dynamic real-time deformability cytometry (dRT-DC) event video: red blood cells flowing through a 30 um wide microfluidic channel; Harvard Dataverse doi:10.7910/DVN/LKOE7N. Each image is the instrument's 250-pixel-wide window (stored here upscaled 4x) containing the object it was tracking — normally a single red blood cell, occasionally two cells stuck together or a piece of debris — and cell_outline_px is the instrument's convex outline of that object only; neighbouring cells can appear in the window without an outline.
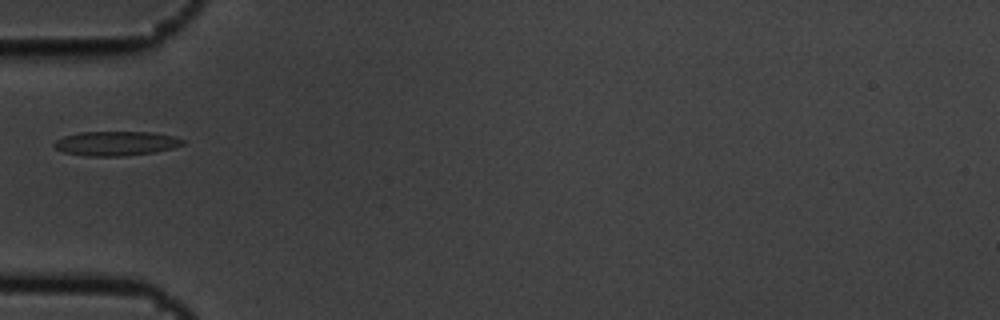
{"species": "common noctule bat (a hibernating species)", "species_latin": "Nyctalus noctula", "temperature_condition": "cold", "stored_images_in_passage": 9, "camera_frame_rate_fps": 3000, "um_per_image_px": 0.085, "animal": {"sex": "male", "body_mass_g": 19.5, "forearm_length_mm": 54.6}, "frame": {"image": 1, "passage_image": 6, "time_ms": 1.667, "image_size_px": [1000, 320], "cell_outline_px": [[184, 144], [172, 148], [152, 152], [120, 156], [88, 156], [64, 152], [56, 148], [52, 144], [56, 140], [64, 136], [80, 132], [152, 132], [176, 136], [184, 140]], "centroid_in_image_um": [9.86, 12.18], "position_along_channel_um": 75.1, "area_um2": 18.15}}
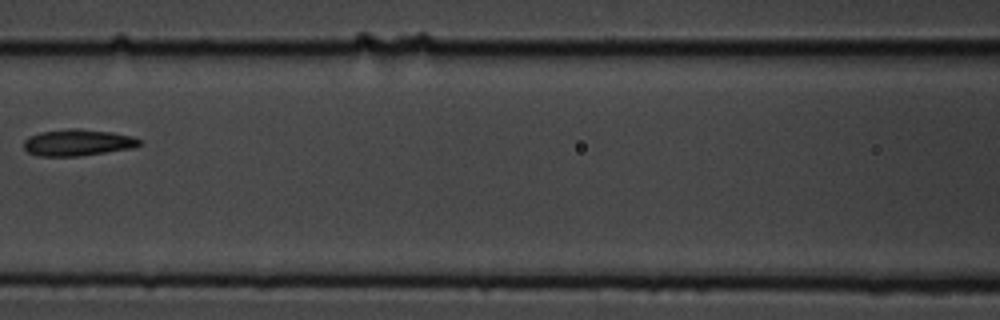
{"frame": {"image": 2, "passage_image": 8, "time_ms": 2.333, "image_size_px": [1000, 320], "cell_outline_px": [[144, 144], [132, 148], [80, 156], [40, 156], [28, 152], [24, 148], [24, 140], [28, 136], [40, 132], [72, 128], [80, 128], [112, 132], [132, 136], [140, 140]], "centroid_in_image_um": [6.61, 12.11], "position_along_channel_um": 160.0, "area_um2": 17.98}}
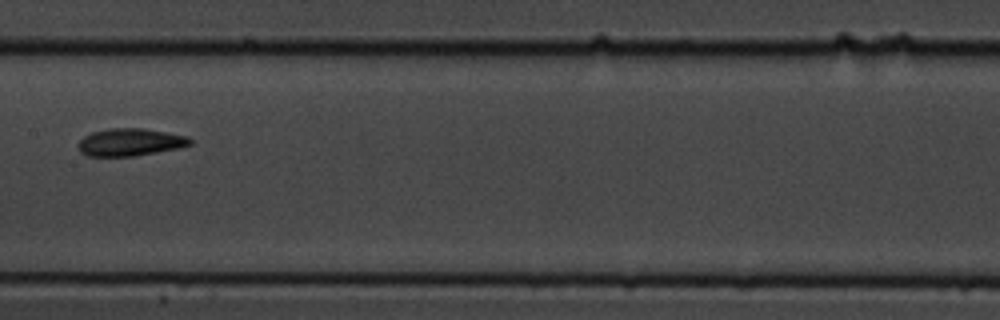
{"frame": {"image": 3, "passage_image": 9, "time_ms": 2.667, "image_size_px": [1000, 320], "cell_outline_px": [[192, 144], [180, 148], [132, 156], [88, 156], [80, 152], [76, 144], [84, 136], [92, 132], [108, 128], [144, 128], [188, 136], [192, 140]], "centroid_in_image_um": [11.05, 12.08], "position_along_channel_um": 196.3, "area_um2": 18.03}}